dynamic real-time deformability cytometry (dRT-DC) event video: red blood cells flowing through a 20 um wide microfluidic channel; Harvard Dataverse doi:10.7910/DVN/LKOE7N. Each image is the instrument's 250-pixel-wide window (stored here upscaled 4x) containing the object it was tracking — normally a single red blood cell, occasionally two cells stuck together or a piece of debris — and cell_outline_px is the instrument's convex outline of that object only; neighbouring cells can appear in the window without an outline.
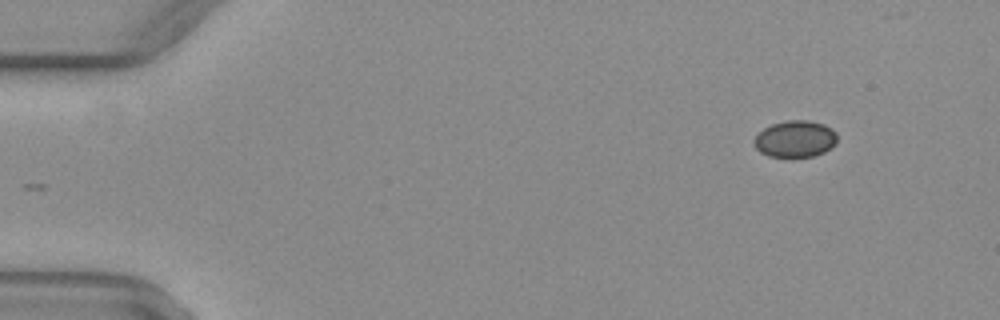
{"species": "common noctule bat (a hibernating species)", "species_latin": "Nyctalus noctula", "temperature_condition": "warm", "stored_images_in_passage": 41, "camera_frame_rate_fps": 3000, "um_per_image_px": 0.085, "animal": {"sex": "female", "body_mass_g": 29.2, "forearm_length_mm": 56.3}, "frame": {"image": 1, "passage_image": 1, "time_ms": 0.0, "image_size_px": [1000, 320], "cell_outline_px": [[836, 144], [832, 148], [824, 152], [812, 156], [768, 156], [760, 152], [756, 148], [752, 140], [764, 128], [772, 124], [788, 120], [808, 120], [824, 124], [832, 128], [836, 132]], "centroid_in_image_um": [67.61, 11.8], "position_along_channel_um": 17.4, "area_um2": 17.74}}
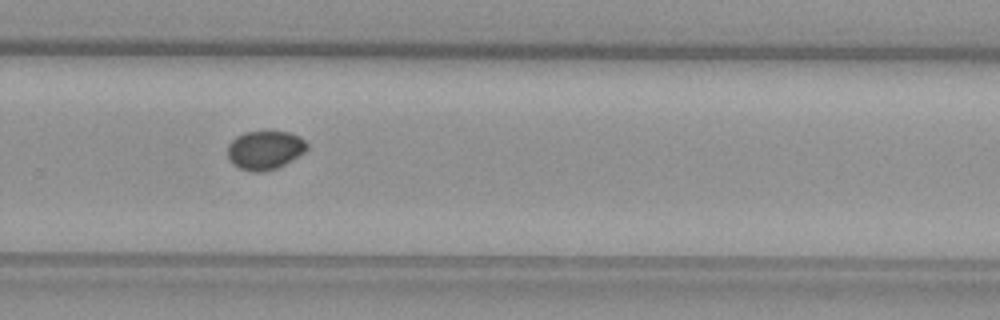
{"frame": {"image": 2, "passage_image": 31, "time_ms": 10.0, "image_size_px": [1000, 320], "cell_outline_px": [[308, 148], [304, 152], [284, 164], [276, 168], [264, 172], [252, 172], [240, 168], [232, 164], [228, 156], [228, 144], [236, 136], [244, 132], [288, 132], [304, 140], [308, 144]], "centroid_in_image_um": [22.49, 12.76], "position_along_channel_um": 307.3, "area_um2": 17.74}}
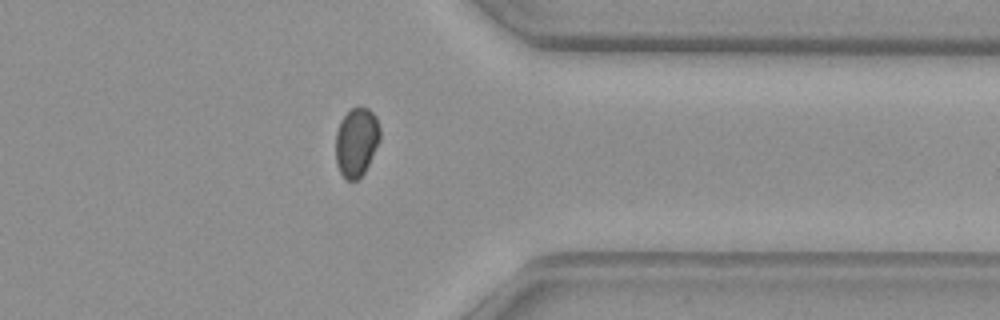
{"frame": {"image": 3, "passage_image": 37, "time_ms": 12.0, "image_size_px": [1000, 320], "cell_outline_px": [[380, 140], [364, 172], [356, 180], [348, 180], [340, 172], [336, 164], [336, 132], [340, 120], [352, 108], [368, 108], [376, 116], [380, 128]], "centroid_in_image_um": [30.3, 12.06], "position_along_channel_um": 381.1, "area_um2": 17.63}, "authors_computed_cell_mechanics": {"area_um2": 17.918, "velocity_mm_per_s": 4.0441, "shape_relaxation_time_tau1_ms": null, "shape_relaxation_time_tau2_ms": 1.8399, "deformation_change_tau1": null, "deformation_change_tau2": 0.0177}}